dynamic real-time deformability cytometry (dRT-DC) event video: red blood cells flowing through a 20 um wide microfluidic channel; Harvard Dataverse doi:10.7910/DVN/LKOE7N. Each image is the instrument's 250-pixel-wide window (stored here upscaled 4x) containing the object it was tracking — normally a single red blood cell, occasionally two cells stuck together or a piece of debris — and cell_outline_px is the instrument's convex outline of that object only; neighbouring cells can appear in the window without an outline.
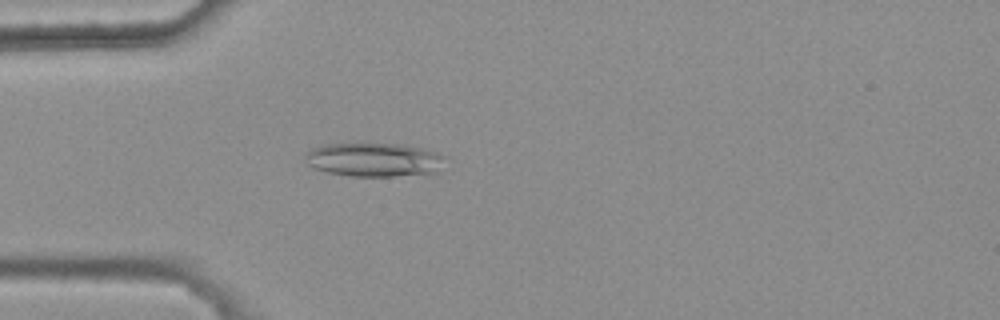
{"species": "common noctule bat (a hibernating species)", "species_latin": "Nyctalus noctula", "temperature_condition": "warm", "stored_images_in_passage": 3, "camera_frame_rate_fps": 3000, "um_per_image_px": 0.085, "animal": {"sex": "female", "body_mass_g": 25.1}, "frame": {"image": 1, "passage_image": 3, "time_ms": 0.667, "image_size_px": [1000, 320], "cell_outline_px": [[448, 156], [436, 172], [392, 176], [348, 176], [328, 172], [312, 168], [308, 164], [304, 156], [304, 152], [320, 144], [400, 144], [420, 148], [436, 152]], "centroid_in_image_um": [31.74, 13.57], "position_along_channel_um": 53.3, "area_um2": 27.57}}